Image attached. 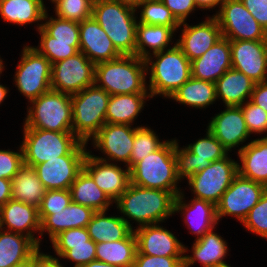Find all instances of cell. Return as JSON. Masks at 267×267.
Listing matches in <instances>:
<instances>
[{"instance_id":"cell-2","label":"cell","mask_w":267,"mask_h":267,"mask_svg":"<svg viewBox=\"0 0 267 267\" xmlns=\"http://www.w3.org/2000/svg\"><path fill=\"white\" fill-rule=\"evenodd\" d=\"M146 75L145 59L121 55L95 64L94 84L110 95L148 93Z\"/></svg>"},{"instance_id":"cell-7","label":"cell","mask_w":267,"mask_h":267,"mask_svg":"<svg viewBox=\"0 0 267 267\" xmlns=\"http://www.w3.org/2000/svg\"><path fill=\"white\" fill-rule=\"evenodd\" d=\"M110 94L95 84L71 95L72 130L74 135L87 143L106 123V110Z\"/></svg>"},{"instance_id":"cell-57","label":"cell","mask_w":267,"mask_h":267,"mask_svg":"<svg viewBox=\"0 0 267 267\" xmlns=\"http://www.w3.org/2000/svg\"><path fill=\"white\" fill-rule=\"evenodd\" d=\"M116 1H120L121 3H125L127 5L136 8L143 0H116Z\"/></svg>"},{"instance_id":"cell-24","label":"cell","mask_w":267,"mask_h":267,"mask_svg":"<svg viewBox=\"0 0 267 267\" xmlns=\"http://www.w3.org/2000/svg\"><path fill=\"white\" fill-rule=\"evenodd\" d=\"M11 232L25 234L30 237L38 246L40 239L34 237V231L41 230V221L39 218V210L37 207L27 203L10 199L0 210V228L5 226Z\"/></svg>"},{"instance_id":"cell-1","label":"cell","mask_w":267,"mask_h":267,"mask_svg":"<svg viewBox=\"0 0 267 267\" xmlns=\"http://www.w3.org/2000/svg\"><path fill=\"white\" fill-rule=\"evenodd\" d=\"M176 196L170 191L144 188L129 184L127 190L114 202L123 214V219L133 229L129 221L138 222L139 227L163 222L174 214Z\"/></svg>"},{"instance_id":"cell-37","label":"cell","mask_w":267,"mask_h":267,"mask_svg":"<svg viewBox=\"0 0 267 267\" xmlns=\"http://www.w3.org/2000/svg\"><path fill=\"white\" fill-rule=\"evenodd\" d=\"M96 260L117 267H133L137 252V240L132 231L125 239L96 243Z\"/></svg>"},{"instance_id":"cell-55","label":"cell","mask_w":267,"mask_h":267,"mask_svg":"<svg viewBox=\"0 0 267 267\" xmlns=\"http://www.w3.org/2000/svg\"><path fill=\"white\" fill-rule=\"evenodd\" d=\"M195 1V5L197 8L200 9H210V8H215L217 5L220 4V8L221 5L223 3V0H194Z\"/></svg>"},{"instance_id":"cell-36","label":"cell","mask_w":267,"mask_h":267,"mask_svg":"<svg viewBox=\"0 0 267 267\" xmlns=\"http://www.w3.org/2000/svg\"><path fill=\"white\" fill-rule=\"evenodd\" d=\"M12 199L40 207L46 189L31 166L23 165L11 180Z\"/></svg>"},{"instance_id":"cell-49","label":"cell","mask_w":267,"mask_h":267,"mask_svg":"<svg viewBox=\"0 0 267 267\" xmlns=\"http://www.w3.org/2000/svg\"><path fill=\"white\" fill-rule=\"evenodd\" d=\"M133 267H184V257L150 256L137 251Z\"/></svg>"},{"instance_id":"cell-44","label":"cell","mask_w":267,"mask_h":267,"mask_svg":"<svg viewBox=\"0 0 267 267\" xmlns=\"http://www.w3.org/2000/svg\"><path fill=\"white\" fill-rule=\"evenodd\" d=\"M71 202L72 198L69 189L46 190L38 208L40 221L42 222L52 212L64 210Z\"/></svg>"},{"instance_id":"cell-56","label":"cell","mask_w":267,"mask_h":267,"mask_svg":"<svg viewBox=\"0 0 267 267\" xmlns=\"http://www.w3.org/2000/svg\"><path fill=\"white\" fill-rule=\"evenodd\" d=\"M80 267H117V266H114V265H111V264H108L105 262H101L98 260H94V261H91L88 264L82 265Z\"/></svg>"},{"instance_id":"cell-11","label":"cell","mask_w":267,"mask_h":267,"mask_svg":"<svg viewBox=\"0 0 267 267\" xmlns=\"http://www.w3.org/2000/svg\"><path fill=\"white\" fill-rule=\"evenodd\" d=\"M238 164L227 155L220 160L213 161L202 172L191 176L188 183L192 188L191 192L195 194L194 197L216 205L238 175Z\"/></svg>"},{"instance_id":"cell-51","label":"cell","mask_w":267,"mask_h":267,"mask_svg":"<svg viewBox=\"0 0 267 267\" xmlns=\"http://www.w3.org/2000/svg\"><path fill=\"white\" fill-rule=\"evenodd\" d=\"M250 14L267 31V0H241Z\"/></svg>"},{"instance_id":"cell-13","label":"cell","mask_w":267,"mask_h":267,"mask_svg":"<svg viewBox=\"0 0 267 267\" xmlns=\"http://www.w3.org/2000/svg\"><path fill=\"white\" fill-rule=\"evenodd\" d=\"M94 76L95 64L79 51L52 64L51 90L73 95L93 85Z\"/></svg>"},{"instance_id":"cell-38","label":"cell","mask_w":267,"mask_h":267,"mask_svg":"<svg viewBox=\"0 0 267 267\" xmlns=\"http://www.w3.org/2000/svg\"><path fill=\"white\" fill-rule=\"evenodd\" d=\"M45 12L43 0H0V16L9 23L25 25L42 21Z\"/></svg>"},{"instance_id":"cell-20","label":"cell","mask_w":267,"mask_h":267,"mask_svg":"<svg viewBox=\"0 0 267 267\" xmlns=\"http://www.w3.org/2000/svg\"><path fill=\"white\" fill-rule=\"evenodd\" d=\"M180 25L184 26L183 32L176 44L190 61L201 57L222 38V31L215 16L208 17L198 25L190 26L185 22Z\"/></svg>"},{"instance_id":"cell-31","label":"cell","mask_w":267,"mask_h":267,"mask_svg":"<svg viewBox=\"0 0 267 267\" xmlns=\"http://www.w3.org/2000/svg\"><path fill=\"white\" fill-rule=\"evenodd\" d=\"M255 82L243 72L230 68L216 82V97L226 106H241L251 98Z\"/></svg>"},{"instance_id":"cell-40","label":"cell","mask_w":267,"mask_h":267,"mask_svg":"<svg viewBox=\"0 0 267 267\" xmlns=\"http://www.w3.org/2000/svg\"><path fill=\"white\" fill-rule=\"evenodd\" d=\"M47 10L44 14L42 24L37 26L40 34V42H62L71 43L78 51L80 48L79 38V23L61 19V18H48ZM47 19V21H46Z\"/></svg>"},{"instance_id":"cell-46","label":"cell","mask_w":267,"mask_h":267,"mask_svg":"<svg viewBox=\"0 0 267 267\" xmlns=\"http://www.w3.org/2000/svg\"><path fill=\"white\" fill-rule=\"evenodd\" d=\"M240 107L250 134L267 132V112L263 108L255 105L250 100Z\"/></svg>"},{"instance_id":"cell-19","label":"cell","mask_w":267,"mask_h":267,"mask_svg":"<svg viewBox=\"0 0 267 267\" xmlns=\"http://www.w3.org/2000/svg\"><path fill=\"white\" fill-rule=\"evenodd\" d=\"M137 251L150 256L184 257L187 248L170 231L159 224L137 226L134 229Z\"/></svg>"},{"instance_id":"cell-9","label":"cell","mask_w":267,"mask_h":267,"mask_svg":"<svg viewBox=\"0 0 267 267\" xmlns=\"http://www.w3.org/2000/svg\"><path fill=\"white\" fill-rule=\"evenodd\" d=\"M15 86L28 102L51 90V62L34 47L25 46L16 67Z\"/></svg>"},{"instance_id":"cell-29","label":"cell","mask_w":267,"mask_h":267,"mask_svg":"<svg viewBox=\"0 0 267 267\" xmlns=\"http://www.w3.org/2000/svg\"><path fill=\"white\" fill-rule=\"evenodd\" d=\"M39 247L24 234L0 228V267H14L28 261Z\"/></svg>"},{"instance_id":"cell-26","label":"cell","mask_w":267,"mask_h":267,"mask_svg":"<svg viewBox=\"0 0 267 267\" xmlns=\"http://www.w3.org/2000/svg\"><path fill=\"white\" fill-rule=\"evenodd\" d=\"M184 194L181 192L176 196L174 202V212L183 211L185 224L191 233L201 238L205 233L210 232L218 224L216 205L212 202L193 198L189 204L184 203ZM185 211V212H184Z\"/></svg>"},{"instance_id":"cell-35","label":"cell","mask_w":267,"mask_h":267,"mask_svg":"<svg viewBox=\"0 0 267 267\" xmlns=\"http://www.w3.org/2000/svg\"><path fill=\"white\" fill-rule=\"evenodd\" d=\"M69 190L73 202L90 207L95 212L107 211L113 203L84 169L78 173Z\"/></svg>"},{"instance_id":"cell-28","label":"cell","mask_w":267,"mask_h":267,"mask_svg":"<svg viewBox=\"0 0 267 267\" xmlns=\"http://www.w3.org/2000/svg\"><path fill=\"white\" fill-rule=\"evenodd\" d=\"M95 211L87 206L71 202L59 212H52L41 222L40 235L47 231L52 241L61 232L72 228H86Z\"/></svg>"},{"instance_id":"cell-23","label":"cell","mask_w":267,"mask_h":267,"mask_svg":"<svg viewBox=\"0 0 267 267\" xmlns=\"http://www.w3.org/2000/svg\"><path fill=\"white\" fill-rule=\"evenodd\" d=\"M79 38V51L94 64L111 61L121 56L93 16L79 23Z\"/></svg>"},{"instance_id":"cell-33","label":"cell","mask_w":267,"mask_h":267,"mask_svg":"<svg viewBox=\"0 0 267 267\" xmlns=\"http://www.w3.org/2000/svg\"><path fill=\"white\" fill-rule=\"evenodd\" d=\"M105 215L106 211L95 212L86 226L90 239L95 243L123 240L133 231L123 216Z\"/></svg>"},{"instance_id":"cell-17","label":"cell","mask_w":267,"mask_h":267,"mask_svg":"<svg viewBox=\"0 0 267 267\" xmlns=\"http://www.w3.org/2000/svg\"><path fill=\"white\" fill-rule=\"evenodd\" d=\"M86 154H67L33 167L46 190L70 189L83 169Z\"/></svg>"},{"instance_id":"cell-14","label":"cell","mask_w":267,"mask_h":267,"mask_svg":"<svg viewBox=\"0 0 267 267\" xmlns=\"http://www.w3.org/2000/svg\"><path fill=\"white\" fill-rule=\"evenodd\" d=\"M267 190L263 184L241 177L239 174L216 204L218 222L222 216L231 215L241 223Z\"/></svg>"},{"instance_id":"cell-10","label":"cell","mask_w":267,"mask_h":267,"mask_svg":"<svg viewBox=\"0 0 267 267\" xmlns=\"http://www.w3.org/2000/svg\"><path fill=\"white\" fill-rule=\"evenodd\" d=\"M174 153L178 179L188 180L210 166L213 161L226 157L228 150L207 129L205 138L198 139L183 149H180L178 141L174 139Z\"/></svg>"},{"instance_id":"cell-48","label":"cell","mask_w":267,"mask_h":267,"mask_svg":"<svg viewBox=\"0 0 267 267\" xmlns=\"http://www.w3.org/2000/svg\"><path fill=\"white\" fill-rule=\"evenodd\" d=\"M18 151L0 150V178L12 180L24 165L22 146Z\"/></svg>"},{"instance_id":"cell-59","label":"cell","mask_w":267,"mask_h":267,"mask_svg":"<svg viewBox=\"0 0 267 267\" xmlns=\"http://www.w3.org/2000/svg\"><path fill=\"white\" fill-rule=\"evenodd\" d=\"M7 93H8V89L5 86L0 84V104L7 96Z\"/></svg>"},{"instance_id":"cell-34","label":"cell","mask_w":267,"mask_h":267,"mask_svg":"<svg viewBox=\"0 0 267 267\" xmlns=\"http://www.w3.org/2000/svg\"><path fill=\"white\" fill-rule=\"evenodd\" d=\"M180 26L148 25L137 22L135 55L146 59L150 56V48L153 54L167 49L172 36Z\"/></svg>"},{"instance_id":"cell-60","label":"cell","mask_w":267,"mask_h":267,"mask_svg":"<svg viewBox=\"0 0 267 267\" xmlns=\"http://www.w3.org/2000/svg\"><path fill=\"white\" fill-rule=\"evenodd\" d=\"M3 69H4L3 61L0 58V74L2 73Z\"/></svg>"},{"instance_id":"cell-32","label":"cell","mask_w":267,"mask_h":267,"mask_svg":"<svg viewBox=\"0 0 267 267\" xmlns=\"http://www.w3.org/2000/svg\"><path fill=\"white\" fill-rule=\"evenodd\" d=\"M150 93L110 95L106 110V123L127 124L137 118Z\"/></svg>"},{"instance_id":"cell-27","label":"cell","mask_w":267,"mask_h":267,"mask_svg":"<svg viewBox=\"0 0 267 267\" xmlns=\"http://www.w3.org/2000/svg\"><path fill=\"white\" fill-rule=\"evenodd\" d=\"M238 156V174L267 187V135L241 146Z\"/></svg>"},{"instance_id":"cell-5","label":"cell","mask_w":267,"mask_h":267,"mask_svg":"<svg viewBox=\"0 0 267 267\" xmlns=\"http://www.w3.org/2000/svg\"><path fill=\"white\" fill-rule=\"evenodd\" d=\"M151 55H154L155 62L152 61ZM151 55L145 59L147 73L148 70L150 72L148 86L150 96L152 98L162 94L170 98L192 77L191 61L176 43L169 49Z\"/></svg>"},{"instance_id":"cell-3","label":"cell","mask_w":267,"mask_h":267,"mask_svg":"<svg viewBox=\"0 0 267 267\" xmlns=\"http://www.w3.org/2000/svg\"><path fill=\"white\" fill-rule=\"evenodd\" d=\"M136 8L116 0H94L92 16L121 55H135Z\"/></svg>"},{"instance_id":"cell-42","label":"cell","mask_w":267,"mask_h":267,"mask_svg":"<svg viewBox=\"0 0 267 267\" xmlns=\"http://www.w3.org/2000/svg\"><path fill=\"white\" fill-rule=\"evenodd\" d=\"M163 143L164 141L160 142L153 130L145 126H138L135 130L133 148L130 155V168L136 162L156 151Z\"/></svg>"},{"instance_id":"cell-12","label":"cell","mask_w":267,"mask_h":267,"mask_svg":"<svg viewBox=\"0 0 267 267\" xmlns=\"http://www.w3.org/2000/svg\"><path fill=\"white\" fill-rule=\"evenodd\" d=\"M217 18L222 37L229 40H267V31L250 14L241 0H223Z\"/></svg>"},{"instance_id":"cell-45","label":"cell","mask_w":267,"mask_h":267,"mask_svg":"<svg viewBox=\"0 0 267 267\" xmlns=\"http://www.w3.org/2000/svg\"><path fill=\"white\" fill-rule=\"evenodd\" d=\"M245 228L267 239V190L243 220Z\"/></svg>"},{"instance_id":"cell-25","label":"cell","mask_w":267,"mask_h":267,"mask_svg":"<svg viewBox=\"0 0 267 267\" xmlns=\"http://www.w3.org/2000/svg\"><path fill=\"white\" fill-rule=\"evenodd\" d=\"M232 68L230 40L222 37L201 57L191 61L192 77L215 83Z\"/></svg>"},{"instance_id":"cell-39","label":"cell","mask_w":267,"mask_h":267,"mask_svg":"<svg viewBox=\"0 0 267 267\" xmlns=\"http://www.w3.org/2000/svg\"><path fill=\"white\" fill-rule=\"evenodd\" d=\"M181 104L195 108H205L217 99L215 83L191 77L170 97Z\"/></svg>"},{"instance_id":"cell-50","label":"cell","mask_w":267,"mask_h":267,"mask_svg":"<svg viewBox=\"0 0 267 267\" xmlns=\"http://www.w3.org/2000/svg\"><path fill=\"white\" fill-rule=\"evenodd\" d=\"M180 22H185L188 15L195 10L194 0H161Z\"/></svg>"},{"instance_id":"cell-15","label":"cell","mask_w":267,"mask_h":267,"mask_svg":"<svg viewBox=\"0 0 267 267\" xmlns=\"http://www.w3.org/2000/svg\"><path fill=\"white\" fill-rule=\"evenodd\" d=\"M232 68L253 82L267 81V40H230Z\"/></svg>"},{"instance_id":"cell-22","label":"cell","mask_w":267,"mask_h":267,"mask_svg":"<svg viewBox=\"0 0 267 267\" xmlns=\"http://www.w3.org/2000/svg\"><path fill=\"white\" fill-rule=\"evenodd\" d=\"M207 129L230 151L250 136L240 106H226L210 121Z\"/></svg>"},{"instance_id":"cell-43","label":"cell","mask_w":267,"mask_h":267,"mask_svg":"<svg viewBox=\"0 0 267 267\" xmlns=\"http://www.w3.org/2000/svg\"><path fill=\"white\" fill-rule=\"evenodd\" d=\"M94 0H58L55 2L56 17L81 23L92 17Z\"/></svg>"},{"instance_id":"cell-41","label":"cell","mask_w":267,"mask_h":267,"mask_svg":"<svg viewBox=\"0 0 267 267\" xmlns=\"http://www.w3.org/2000/svg\"><path fill=\"white\" fill-rule=\"evenodd\" d=\"M141 9L139 23L160 26H181L172 12L161 0H143L137 7Z\"/></svg>"},{"instance_id":"cell-58","label":"cell","mask_w":267,"mask_h":267,"mask_svg":"<svg viewBox=\"0 0 267 267\" xmlns=\"http://www.w3.org/2000/svg\"><path fill=\"white\" fill-rule=\"evenodd\" d=\"M14 267H35V255L28 261Z\"/></svg>"},{"instance_id":"cell-53","label":"cell","mask_w":267,"mask_h":267,"mask_svg":"<svg viewBox=\"0 0 267 267\" xmlns=\"http://www.w3.org/2000/svg\"><path fill=\"white\" fill-rule=\"evenodd\" d=\"M35 267H63L58 258L40 252L35 254ZM65 267V266H64Z\"/></svg>"},{"instance_id":"cell-47","label":"cell","mask_w":267,"mask_h":267,"mask_svg":"<svg viewBox=\"0 0 267 267\" xmlns=\"http://www.w3.org/2000/svg\"><path fill=\"white\" fill-rule=\"evenodd\" d=\"M34 48L44 55L51 64L67 59L79 52L74 46H71V43L62 42H40V45Z\"/></svg>"},{"instance_id":"cell-21","label":"cell","mask_w":267,"mask_h":267,"mask_svg":"<svg viewBox=\"0 0 267 267\" xmlns=\"http://www.w3.org/2000/svg\"><path fill=\"white\" fill-rule=\"evenodd\" d=\"M58 257L75 262L80 267L96 260V243L86 228H72L61 232L51 241Z\"/></svg>"},{"instance_id":"cell-52","label":"cell","mask_w":267,"mask_h":267,"mask_svg":"<svg viewBox=\"0 0 267 267\" xmlns=\"http://www.w3.org/2000/svg\"><path fill=\"white\" fill-rule=\"evenodd\" d=\"M250 101L267 112V81L255 84Z\"/></svg>"},{"instance_id":"cell-16","label":"cell","mask_w":267,"mask_h":267,"mask_svg":"<svg viewBox=\"0 0 267 267\" xmlns=\"http://www.w3.org/2000/svg\"><path fill=\"white\" fill-rule=\"evenodd\" d=\"M127 124L105 123L99 132L92 138L94 147L100 149L108 156L102 158L95 156L103 161H121L130 169V155L133 148L135 130Z\"/></svg>"},{"instance_id":"cell-54","label":"cell","mask_w":267,"mask_h":267,"mask_svg":"<svg viewBox=\"0 0 267 267\" xmlns=\"http://www.w3.org/2000/svg\"><path fill=\"white\" fill-rule=\"evenodd\" d=\"M11 180L0 178V206L12 198Z\"/></svg>"},{"instance_id":"cell-30","label":"cell","mask_w":267,"mask_h":267,"mask_svg":"<svg viewBox=\"0 0 267 267\" xmlns=\"http://www.w3.org/2000/svg\"><path fill=\"white\" fill-rule=\"evenodd\" d=\"M227 243L213 230L196 239L192 246L193 255H184V267H190L197 260L203 267L227 266L223 260L228 252Z\"/></svg>"},{"instance_id":"cell-18","label":"cell","mask_w":267,"mask_h":267,"mask_svg":"<svg viewBox=\"0 0 267 267\" xmlns=\"http://www.w3.org/2000/svg\"><path fill=\"white\" fill-rule=\"evenodd\" d=\"M83 169L93 178L97 186L115 202L128 188L130 169L123 170L114 163L100 160L87 152Z\"/></svg>"},{"instance_id":"cell-61","label":"cell","mask_w":267,"mask_h":267,"mask_svg":"<svg viewBox=\"0 0 267 267\" xmlns=\"http://www.w3.org/2000/svg\"><path fill=\"white\" fill-rule=\"evenodd\" d=\"M50 1H52V3H55V2H57L58 0H50Z\"/></svg>"},{"instance_id":"cell-4","label":"cell","mask_w":267,"mask_h":267,"mask_svg":"<svg viewBox=\"0 0 267 267\" xmlns=\"http://www.w3.org/2000/svg\"><path fill=\"white\" fill-rule=\"evenodd\" d=\"M174 140L164 143L154 152L136 162L130 168V182L144 188L170 191L175 196L181 193L177 187Z\"/></svg>"},{"instance_id":"cell-8","label":"cell","mask_w":267,"mask_h":267,"mask_svg":"<svg viewBox=\"0 0 267 267\" xmlns=\"http://www.w3.org/2000/svg\"><path fill=\"white\" fill-rule=\"evenodd\" d=\"M30 103L24 128L73 132L71 95L49 90Z\"/></svg>"},{"instance_id":"cell-6","label":"cell","mask_w":267,"mask_h":267,"mask_svg":"<svg viewBox=\"0 0 267 267\" xmlns=\"http://www.w3.org/2000/svg\"><path fill=\"white\" fill-rule=\"evenodd\" d=\"M22 150L24 164L34 167L67 154H87V143L73 132H54L38 128H23Z\"/></svg>"}]
</instances>
